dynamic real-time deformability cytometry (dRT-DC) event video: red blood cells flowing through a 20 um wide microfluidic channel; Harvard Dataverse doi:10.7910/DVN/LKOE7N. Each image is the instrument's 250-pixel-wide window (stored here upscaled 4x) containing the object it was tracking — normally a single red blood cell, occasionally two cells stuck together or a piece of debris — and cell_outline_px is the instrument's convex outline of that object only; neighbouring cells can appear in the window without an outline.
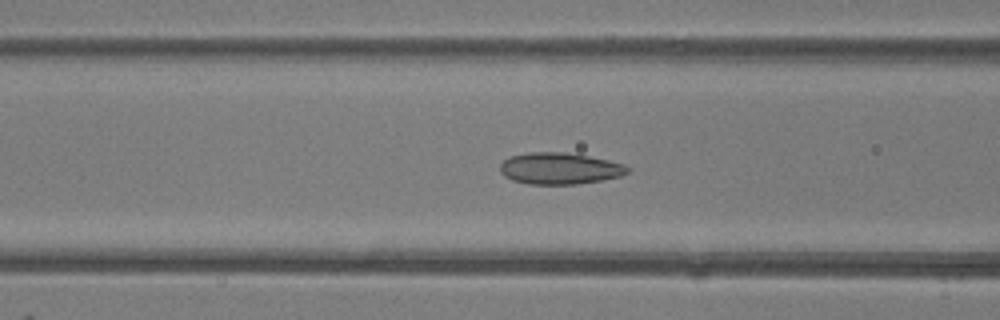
{"species": "common noctule bat (a hibernating species)", "species_latin": "Nyctalus noctula", "temperature_condition": "room temperature", "stored_images_in_passage": 46, "camera_frame_rate_fps": 3000, "um_per_image_px": 0.085, "animal": {"sex": "female"}, "frame": {"image": 1, "passage_image": 20, "time_ms": 6.333, "image_size_px": [1000, 320], "cell_outline_px": [[632, 168], [628, 172], [620, 176], [600, 180], [576, 184], [528, 184], [512, 180], [504, 176], [500, 172], [500, 164], [508, 156], [528, 152], [564, 152], [588, 156], [608, 160], [624, 164]], "centroid_in_image_um": [47.55, 14.31], "position_along_channel_um": 119.1, "area_um2": 23.52}}
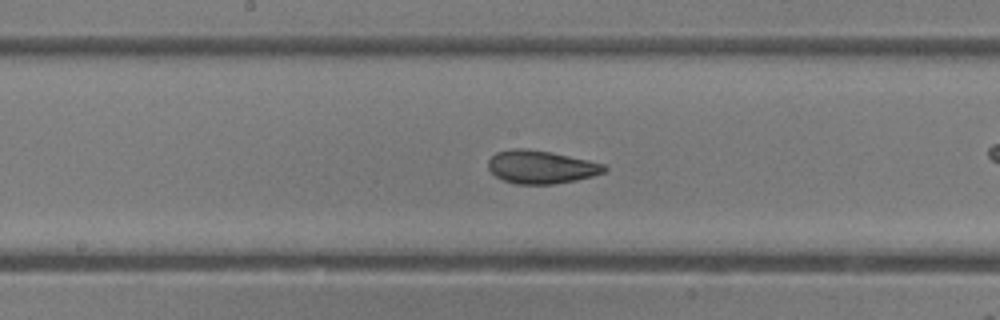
{"frame": {"image": 2, "passage_image": 26, "time_ms": 8.333, "image_size_px": [1000, 320], "cell_outline_px": [[608, 168], [604, 172], [592, 176], [576, 180], [552, 184], [516, 184], [504, 180], [496, 176], [488, 168], [488, 160], [496, 152], [512, 148], [528, 148], [552, 152], [588, 160], [604, 164]], "centroid_in_image_um": [45.98, 14.18], "position_along_channel_um": 202.2, "area_um2": 22.43}}
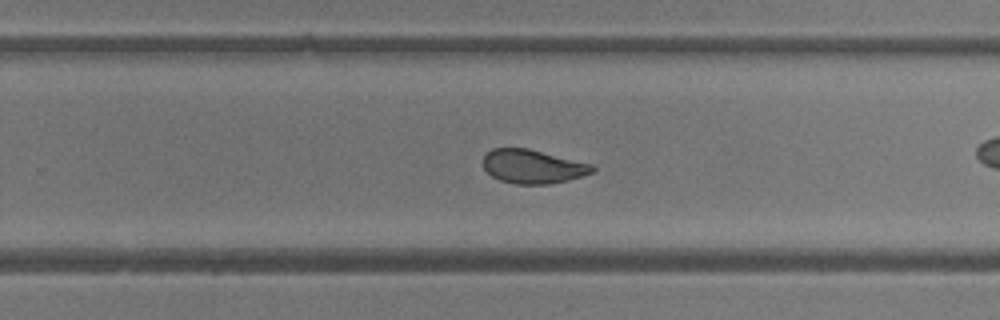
{"frame": {"image": 3, "passage_image": 32, "time_ms": 10.333, "image_size_px": [1000, 320], "cell_outline_px": [[596, 168], [592, 172], [568, 180], [548, 184], [516, 184], [500, 180], [492, 176], [484, 168], [484, 156], [492, 148], [528, 148], [592, 164]], "centroid_in_image_um": [45.28, 14.15], "position_along_channel_um": 284.5, "area_um2": 21.33}, "authors_computed_cell_mechanics": {"area_um2": 23.5246, "velocity_mm_per_s": 4.1514, "shape_relaxation_time_tau1_ms": 2.8414, "shape_relaxation_time_tau2_ms": 1.0701, "deformation_change_tau1": 0.1181, "deformation_change_tau2": 0.0679}}